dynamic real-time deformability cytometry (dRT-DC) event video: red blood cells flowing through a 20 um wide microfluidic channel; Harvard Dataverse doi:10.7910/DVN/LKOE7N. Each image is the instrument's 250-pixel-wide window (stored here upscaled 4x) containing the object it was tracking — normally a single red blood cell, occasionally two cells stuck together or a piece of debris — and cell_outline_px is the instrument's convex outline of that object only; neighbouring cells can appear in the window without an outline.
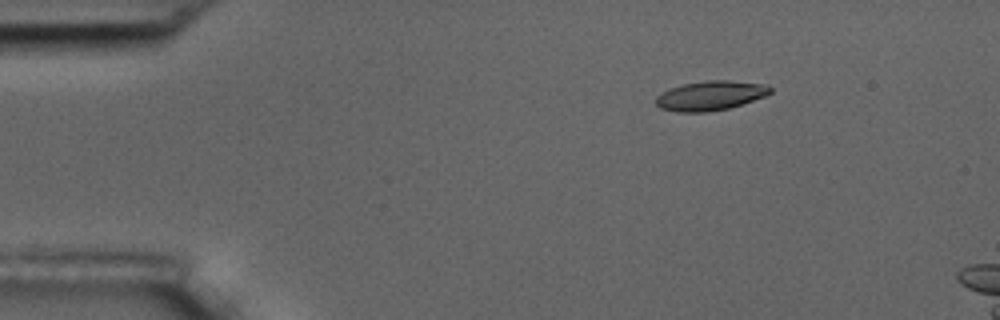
{"species": "common noctule bat (a hibernating species)", "species_latin": "Nyctalus noctula", "temperature_condition": "room temperature", "stored_images_in_passage": 4, "camera_frame_rate_fps": 3000, "um_per_image_px": 0.085, "animal": {"sex": "male", "body_mass_g": 17.5, "forearm_length_mm": 52.3}, "frame": {"image": 1, "passage_image": 1, "time_ms": 0.0, "image_size_px": [1000, 320], "cell_outline_px": [[772, 92], [764, 96], [728, 108], [708, 112], [676, 112], [660, 108], [656, 104], [656, 96], [660, 92], [668, 88], [684, 84], [704, 80], [728, 80], [768, 84], [772, 88]], "centroid_in_image_um": [60.36, 8.12], "position_along_channel_um": 24.6, "area_um2": 19.77}}
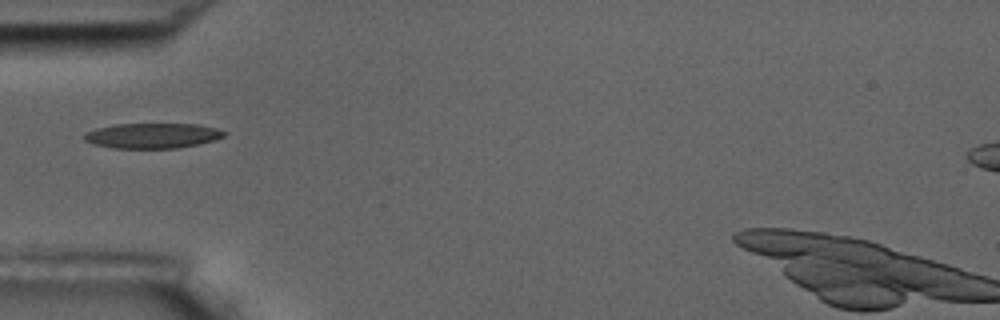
{"frame": {"image": 2, "passage_image": 4, "time_ms": 3.333, "image_size_px": [1000, 320], "cell_outline_px": [[228, 132], [224, 136], [216, 140], [200, 144], [180, 148], [112, 148], [92, 144], [84, 140], [84, 136], [88, 132], [96, 128], [116, 124], [196, 124], [216, 128]], "centroid_in_image_um": [12.99, 11.54], "position_along_channel_um": 72.0, "area_um2": 20.63}}